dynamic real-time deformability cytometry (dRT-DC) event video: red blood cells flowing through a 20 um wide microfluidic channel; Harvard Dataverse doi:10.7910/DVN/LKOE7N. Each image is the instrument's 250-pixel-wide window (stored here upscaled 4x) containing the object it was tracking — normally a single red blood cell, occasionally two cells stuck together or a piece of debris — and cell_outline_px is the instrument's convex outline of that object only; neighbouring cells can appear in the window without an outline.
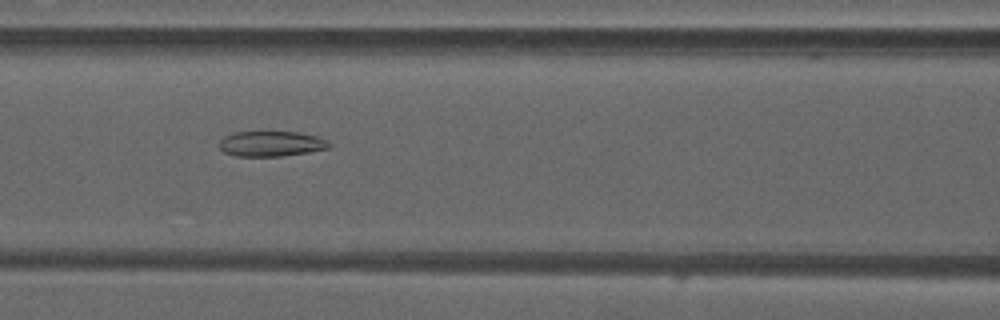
{"species": "common noctule bat (a hibernating species)", "species_latin": "Nyctalus noctula", "temperature_condition": "warm", "stored_images_in_passage": 38, "camera_frame_rate_fps": 3000, "um_per_image_px": 0.085, "animal": {"sex": "male", "forearm_length_mm": 52.5}, "frame": {"image": 1, "passage_image": 11, "time_ms": 3.333, "image_size_px": [1000, 320], "cell_outline_px": [[332, 144], [328, 148], [308, 152], [284, 156], [236, 156], [224, 152], [220, 148], [220, 140], [224, 136], [232, 132], [264, 128], [300, 132], [316, 136], [328, 140]], "centroid_in_image_um": [23.03, 12.15], "position_along_channel_um": 143.6, "area_um2": 17.22}}
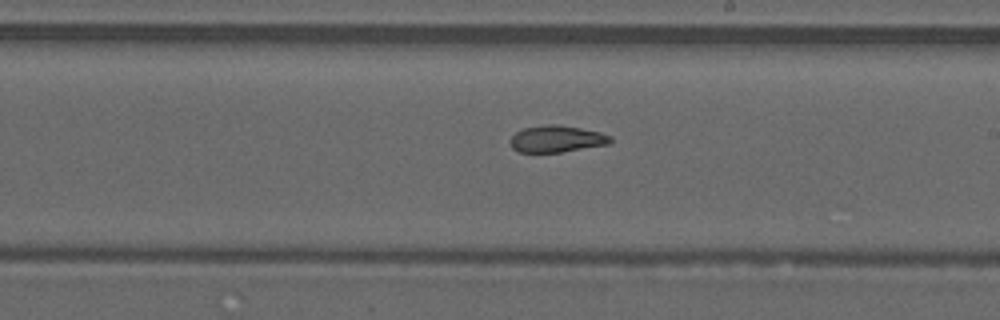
{"frame": {"image": 2, "passage_image": 18, "time_ms": 5.667, "image_size_px": [1000, 320], "cell_outline_px": [[612, 140], [608, 144], [560, 152], [520, 152], [512, 148], [512, 136], [516, 132], [524, 128], [548, 124], [556, 124], [580, 128], [600, 132], [612, 136]], "centroid_in_image_um": [47.34, 11.8], "position_along_channel_um": 241.7, "area_um2": 15.37}}
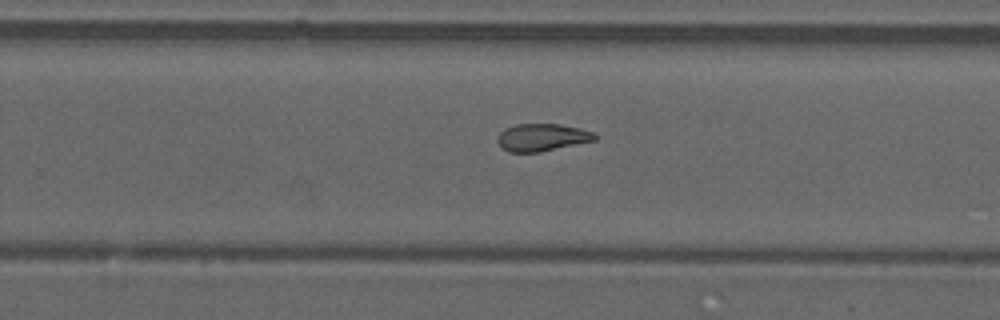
{"frame": {"image": 3, "passage_image": 21, "time_ms": 6.667, "image_size_px": [1000, 320], "cell_outline_px": [[596, 140], [540, 152], [508, 152], [500, 148], [496, 140], [500, 132], [504, 128], [516, 124], [560, 124], [580, 128], [596, 132]], "centroid_in_image_um": [46.05, 11.68], "position_along_channel_um": 283.7, "area_um2": 15.78}, "authors_computed_cell_mechanics": {"area_um2": 16.6175, "velocity_mm_per_s": 4.2261, "shape_relaxation_time_tau1_ms": null, "shape_relaxation_time_tau2_ms": 3.0472, "deformation_change_tau1": null, "deformation_change_tau2": 0.1123}}